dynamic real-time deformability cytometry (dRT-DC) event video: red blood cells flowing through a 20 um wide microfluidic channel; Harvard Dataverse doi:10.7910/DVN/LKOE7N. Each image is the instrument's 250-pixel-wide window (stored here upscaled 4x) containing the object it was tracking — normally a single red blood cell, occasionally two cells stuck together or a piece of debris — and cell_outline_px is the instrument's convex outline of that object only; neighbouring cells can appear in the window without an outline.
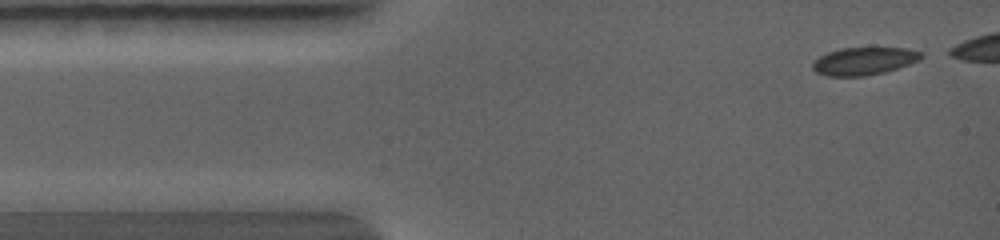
{"species": "common noctule bat (a hibernating species)", "species_latin": "Nyctalus noctula", "temperature_condition": "warm", "stored_images_in_passage": 9, "camera_frame_rate_fps": 5000, "um_per_image_px": 0.085, "animal": {"sex": "female", "body_mass_g": 19.0, "forearm_length_mm": 56.7}, "frame": {"image": 1, "passage_image": 1, "time_ms": 0.0, "image_size_px": [1000, 240], "cell_outline_px": [[924, 56], [920, 60], [884, 72], [864, 76], [828, 76], [816, 72], [812, 68], [812, 64], [820, 56], [828, 52], [840, 48], [904, 48], [924, 52]], "centroid_in_image_um": [73.45, 5.19], "position_along_channel_um": 11.5, "area_um2": 17.4}}
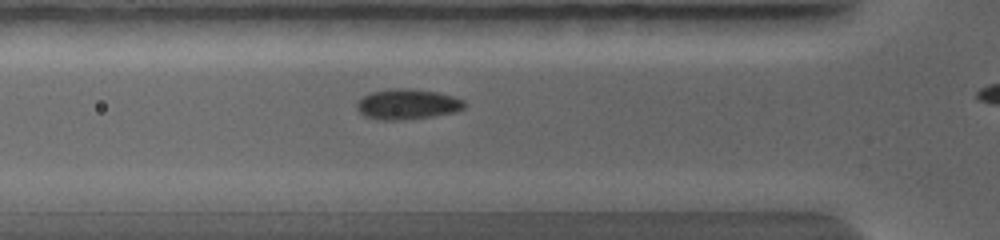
{"frame": {"image": 2, "passage_image": 8, "time_ms": 2.6, "image_size_px": [1000, 240], "cell_outline_px": [[468, 104], [464, 108], [452, 112], [428, 116], [364, 116], [356, 108], [356, 100], [372, 92], [388, 88], [404, 88], [436, 92], [452, 96], [464, 100]], "centroid_in_image_um": [34.65, 8.77], "position_along_channel_um": 91.1, "area_um2": 17.69}}